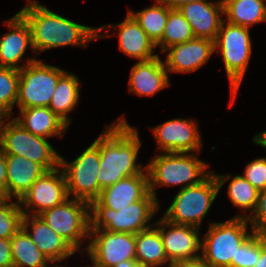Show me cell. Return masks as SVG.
Wrapping results in <instances>:
<instances>
[{"label": "cell", "mask_w": 266, "mask_h": 267, "mask_svg": "<svg viewBox=\"0 0 266 267\" xmlns=\"http://www.w3.org/2000/svg\"><path fill=\"white\" fill-rule=\"evenodd\" d=\"M176 267H211V266L205 265L199 261L196 263L184 264Z\"/></svg>", "instance_id": "obj_43"}, {"label": "cell", "mask_w": 266, "mask_h": 267, "mask_svg": "<svg viewBox=\"0 0 266 267\" xmlns=\"http://www.w3.org/2000/svg\"><path fill=\"white\" fill-rule=\"evenodd\" d=\"M225 21L250 28L266 21V0H222Z\"/></svg>", "instance_id": "obj_28"}, {"label": "cell", "mask_w": 266, "mask_h": 267, "mask_svg": "<svg viewBox=\"0 0 266 267\" xmlns=\"http://www.w3.org/2000/svg\"><path fill=\"white\" fill-rule=\"evenodd\" d=\"M139 266L140 265L136 260H124L123 262H120L113 267H139Z\"/></svg>", "instance_id": "obj_42"}, {"label": "cell", "mask_w": 266, "mask_h": 267, "mask_svg": "<svg viewBox=\"0 0 266 267\" xmlns=\"http://www.w3.org/2000/svg\"><path fill=\"white\" fill-rule=\"evenodd\" d=\"M219 191L212 171L199 184L180 189L162 217L174 224L200 228Z\"/></svg>", "instance_id": "obj_7"}, {"label": "cell", "mask_w": 266, "mask_h": 267, "mask_svg": "<svg viewBox=\"0 0 266 267\" xmlns=\"http://www.w3.org/2000/svg\"><path fill=\"white\" fill-rule=\"evenodd\" d=\"M23 212L16 199L0 197V239H10L22 225Z\"/></svg>", "instance_id": "obj_32"}, {"label": "cell", "mask_w": 266, "mask_h": 267, "mask_svg": "<svg viewBox=\"0 0 266 267\" xmlns=\"http://www.w3.org/2000/svg\"><path fill=\"white\" fill-rule=\"evenodd\" d=\"M154 226L160 231L167 258L174 267L200 261L201 228L174 224L163 217L154 222Z\"/></svg>", "instance_id": "obj_13"}, {"label": "cell", "mask_w": 266, "mask_h": 267, "mask_svg": "<svg viewBox=\"0 0 266 267\" xmlns=\"http://www.w3.org/2000/svg\"><path fill=\"white\" fill-rule=\"evenodd\" d=\"M248 221L253 233L266 236V188L259 191L257 207Z\"/></svg>", "instance_id": "obj_36"}, {"label": "cell", "mask_w": 266, "mask_h": 267, "mask_svg": "<svg viewBox=\"0 0 266 267\" xmlns=\"http://www.w3.org/2000/svg\"><path fill=\"white\" fill-rule=\"evenodd\" d=\"M159 209L160 201L151 192L119 211L105 206H90V229L136 234L154 225L150 222Z\"/></svg>", "instance_id": "obj_6"}, {"label": "cell", "mask_w": 266, "mask_h": 267, "mask_svg": "<svg viewBox=\"0 0 266 267\" xmlns=\"http://www.w3.org/2000/svg\"><path fill=\"white\" fill-rule=\"evenodd\" d=\"M106 27H115L117 37L119 38V50L127 56L138 61H147L159 55L154 54L156 46L129 12L126 18L118 24H108L98 27V38L113 37V34L110 35L108 32H101Z\"/></svg>", "instance_id": "obj_19"}, {"label": "cell", "mask_w": 266, "mask_h": 267, "mask_svg": "<svg viewBox=\"0 0 266 267\" xmlns=\"http://www.w3.org/2000/svg\"><path fill=\"white\" fill-rule=\"evenodd\" d=\"M10 240L13 267H48L52 264L22 228Z\"/></svg>", "instance_id": "obj_30"}, {"label": "cell", "mask_w": 266, "mask_h": 267, "mask_svg": "<svg viewBox=\"0 0 266 267\" xmlns=\"http://www.w3.org/2000/svg\"><path fill=\"white\" fill-rule=\"evenodd\" d=\"M170 8L177 9L183 4L190 3L193 1H204V0H163Z\"/></svg>", "instance_id": "obj_41"}, {"label": "cell", "mask_w": 266, "mask_h": 267, "mask_svg": "<svg viewBox=\"0 0 266 267\" xmlns=\"http://www.w3.org/2000/svg\"><path fill=\"white\" fill-rule=\"evenodd\" d=\"M6 170V198L17 200L48 171L43 165L14 154H6Z\"/></svg>", "instance_id": "obj_23"}, {"label": "cell", "mask_w": 266, "mask_h": 267, "mask_svg": "<svg viewBox=\"0 0 266 267\" xmlns=\"http://www.w3.org/2000/svg\"><path fill=\"white\" fill-rule=\"evenodd\" d=\"M0 267H13L10 239H0Z\"/></svg>", "instance_id": "obj_37"}, {"label": "cell", "mask_w": 266, "mask_h": 267, "mask_svg": "<svg viewBox=\"0 0 266 267\" xmlns=\"http://www.w3.org/2000/svg\"><path fill=\"white\" fill-rule=\"evenodd\" d=\"M67 199L66 180L59 167L39 177L18 201L23 214L39 215Z\"/></svg>", "instance_id": "obj_14"}, {"label": "cell", "mask_w": 266, "mask_h": 267, "mask_svg": "<svg viewBox=\"0 0 266 267\" xmlns=\"http://www.w3.org/2000/svg\"><path fill=\"white\" fill-rule=\"evenodd\" d=\"M254 267H266V236L260 235V257Z\"/></svg>", "instance_id": "obj_39"}, {"label": "cell", "mask_w": 266, "mask_h": 267, "mask_svg": "<svg viewBox=\"0 0 266 267\" xmlns=\"http://www.w3.org/2000/svg\"><path fill=\"white\" fill-rule=\"evenodd\" d=\"M195 38L189 22L179 12L178 9L172 8L169 11L162 40L156 45L161 47V52L170 46L188 42Z\"/></svg>", "instance_id": "obj_31"}, {"label": "cell", "mask_w": 266, "mask_h": 267, "mask_svg": "<svg viewBox=\"0 0 266 267\" xmlns=\"http://www.w3.org/2000/svg\"><path fill=\"white\" fill-rule=\"evenodd\" d=\"M213 173L218 181L219 190L229 179L231 180L228 185L227 196L232 205L238 207V209H243L242 211L244 212L243 214L241 211L236 217H244L246 219L251 217L257 207L259 190L251 185L242 175L237 174L232 177L231 173L229 175ZM247 212H250V214H247Z\"/></svg>", "instance_id": "obj_25"}, {"label": "cell", "mask_w": 266, "mask_h": 267, "mask_svg": "<svg viewBox=\"0 0 266 267\" xmlns=\"http://www.w3.org/2000/svg\"><path fill=\"white\" fill-rule=\"evenodd\" d=\"M242 176L257 190L266 188V158H256L245 166Z\"/></svg>", "instance_id": "obj_35"}, {"label": "cell", "mask_w": 266, "mask_h": 267, "mask_svg": "<svg viewBox=\"0 0 266 267\" xmlns=\"http://www.w3.org/2000/svg\"><path fill=\"white\" fill-rule=\"evenodd\" d=\"M31 29L34 54L65 46L87 47L98 38V27H89L50 11L38 0H28L18 12Z\"/></svg>", "instance_id": "obj_2"}, {"label": "cell", "mask_w": 266, "mask_h": 267, "mask_svg": "<svg viewBox=\"0 0 266 267\" xmlns=\"http://www.w3.org/2000/svg\"><path fill=\"white\" fill-rule=\"evenodd\" d=\"M4 24L11 32L0 37V66L21 70L37 60L35 57H29L23 66L20 65L29 47L34 53L30 26L18 12Z\"/></svg>", "instance_id": "obj_16"}, {"label": "cell", "mask_w": 266, "mask_h": 267, "mask_svg": "<svg viewBox=\"0 0 266 267\" xmlns=\"http://www.w3.org/2000/svg\"><path fill=\"white\" fill-rule=\"evenodd\" d=\"M194 119L175 118L151 128L159 152L199 153L201 133Z\"/></svg>", "instance_id": "obj_15"}, {"label": "cell", "mask_w": 266, "mask_h": 267, "mask_svg": "<svg viewBox=\"0 0 266 267\" xmlns=\"http://www.w3.org/2000/svg\"><path fill=\"white\" fill-rule=\"evenodd\" d=\"M169 79L159 55L147 61H137L130 71L129 91L139 96H154L171 85Z\"/></svg>", "instance_id": "obj_22"}, {"label": "cell", "mask_w": 266, "mask_h": 267, "mask_svg": "<svg viewBox=\"0 0 266 267\" xmlns=\"http://www.w3.org/2000/svg\"><path fill=\"white\" fill-rule=\"evenodd\" d=\"M249 29L223 20L214 41L215 52L221 54L230 82L232 95L230 107L236 101L238 90L252 56L253 45Z\"/></svg>", "instance_id": "obj_5"}, {"label": "cell", "mask_w": 266, "mask_h": 267, "mask_svg": "<svg viewBox=\"0 0 266 267\" xmlns=\"http://www.w3.org/2000/svg\"><path fill=\"white\" fill-rule=\"evenodd\" d=\"M53 267H67V266H65V265H53Z\"/></svg>", "instance_id": "obj_44"}, {"label": "cell", "mask_w": 266, "mask_h": 267, "mask_svg": "<svg viewBox=\"0 0 266 267\" xmlns=\"http://www.w3.org/2000/svg\"><path fill=\"white\" fill-rule=\"evenodd\" d=\"M21 228L28 234L29 238L52 264L58 265L63 260L77 253V251L63 237L52 230L39 215L23 214Z\"/></svg>", "instance_id": "obj_17"}, {"label": "cell", "mask_w": 266, "mask_h": 267, "mask_svg": "<svg viewBox=\"0 0 266 267\" xmlns=\"http://www.w3.org/2000/svg\"><path fill=\"white\" fill-rule=\"evenodd\" d=\"M253 142L257 146H261L266 149V130L259 132L257 135L254 136Z\"/></svg>", "instance_id": "obj_40"}, {"label": "cell", "mask_w": 266, "mask_h": 267, "mask_svg": "<svg viewBox=\"0 0 266 267\" xmlns=\"http://www.w3.org/2000/svg\"><path fill=\"white\" fill-rule=\"evenodd\" d=\"M260 257V235L253 233L238 247L236 260L231 261V267H254Z\"/></svg>", "instance_id": "obj_34"}, {"label": "cell", "mask_w": 266, "mask_h": 267, "mask_svg": "<svg viewBox=\"0 0 266 267\" xmlns=\"http://www.w3.org/2000/svg\"><path fill=\"white\" fill-rule=\"evenodd\" d=\"M189 22L195 38L215 41L223 15V3L220 1H193L177 8Z\"/></svg>", "instance_id": "obj_20"}, {"label": "cell", "mask_w": 266, "mask_h": 267, "mask_svg": "<svg viewBox=\"0 0 266 267\" xmlns=\"http://www.w3.org/2000/svg\"><path fill=\"white\" fill-rule=\"evenodd\" d=\"M197 153L161 152L146 165L149 192L158 201L156 189L163 186L182 185L180 189L194 186L204 180L211 171L210 164L200 160Z\"/></svg>", "instance_id": "obj_3"}, {"label": "cell", "mask_w": 266, "mask_h": 267, "mask_svg": "<svg viewBox=\"0 0 266 267\" xmlns=\"http://www.w3.org/2000/svg\"><path fill=\"white\" fill-rule=\"evenodd\" d=\"M248 224V219L236 216L224 222H210L202 237L200 262L211 267H231L238 247L253 234L248 231Z\"/></svg>", "instance_id": "obj_4"}, {"label": "cell", "mask_w": 266, "mask_h": 267, "mask_svg": "<svg viewBox=\"0 0 266 267\" xmlns=\"http://www.w3.org/2000/svg\"><path fill=\"white\" fill-rule=\"evenodd\" d=\"M60 168L63 171L69 198L91 203L99 197L98 173L100 149L92 142L73 162L61 156Z\"/></svg>", "instance_id": "obj_11"}, {"label": "cell", "mask_w": 266, "mask_h": 267, "mask_svg": "<svg viewBox=\"0 0 266 267\" xmlns=\"http://www.w3.org/2000/svg\"><path fill=\"white\" fill-rule=\"evenodd\" d=\"M7 170L6 154L0 146V197L6 198Z\"/></svg>", "instance_id": "obj_38"}, {"label": "cell", "mask_w": 266, "mask_h": 267, "mask_svg": "<svg viewBox=\"0 0 266 267\" xmlns=\"http://www.w3.org/2000/svg\"><path fill=\"white\" fill-rule=\"evenodd\" d=\"M165 68L169 73H190L200 69L215 52L214 41L193 38L165 49Z\"/></svg>", "instance_id": "obj_18"}, {"label": "cell", "mask_w": 266, "mask_h": 267, "mask_svg": "<svg viewBox=\"0 0 266 267\" xmlns=\"http://www.w3.org/2000/svg\"><path fill=\"white\" fill-rule=\"evenodd\" d=\"M155 4L144 8L141 11L134 12L129 9L128 12L139 23L142 30L156 46L161 40L165 30L170 8L163 0H155Z\"/></svg>", "instance_id": "obj_29"}, {"label": "cell", "mask_w": 266, "mask_h": 267, "mask_svg": "<svg viewBox=\"0 0 266 267\" xmlns=\"http://www.w3.org/2000/svg\"><path fill=\"white\" fill-rule=\"evenodd\" d=\"M20 116L13 118L30 133L43 137H64L69 126L49 107H31L19 110Z\"/></svg>", "instance_id": "obj_24"}, {"label": "cell", "mask_w": 266, "mask_h": 267, "mask_svg": "<svg viewBox=\"0 0 266 267\" xmlns=\"http://www.w3.org/2000/svg\"><path fill=\"white\" fill-rule=\"evenodd\" d=\"M93 142L100 149L99 194L121 179L147 174L146 165L137 164L142 144L138 129L132 127L124 116L106 126Z\"/></svg>", "instance_id": "obj_1"}, {"label": "cell", "mask_w": 266, "mask_h": 267, "mask_svg": "<svg viewBox=\"0 0 266 267\" xmlns=\"http://www.w3.org/2000/svg\"><path fill=\"white\" fill-rule=\"evenodd\" d=\"M149 193L148 174H137L121 179L103 189L90 206H105L115 211L143 199Z\"/></svg>", "instance_id": "obj_21"}, {"label": "cell", "mask_w": 266, "mask_h": 267, "mask_svg": "<svg viewBox=\"0 0 266 267\" xmlns=\"http://www.w3.org/2000/svg\"><path fill=\"white\" fill-rule=\"evenodd\" d=\"M35 60L19 70L18 109L48 107L60 77L66 72L57 66Z\"/></svg>", "instance_id": "obj_9"}, {"label": "cell", "mask_w": 266, "mask_h": 267, "mask_svg": "<svg viewBox=\"0 0 266 267\" xmlns=\"http://www.w3.org/2000/svg\"><path fill=\"white\" fill-rule=\"evenodd\" d=\"M0 129V146L5 154L23 156L43 165L48 171L60 167L61 155L48 139L34 135L9 117ZM11 119V120H10Z\"/></svg>", "instance_id": "obj_8"}, {"label": "cell", "mask_w": 266, "mask_h": 267, "mask_svg": "<svg viewBox=\"0 0 266 267\" xmlns=\"http://www.w3.org/2000/svg\"><path fill=\"white\" fill-rule=\"evenodd\" d=\"M79 81L74 73L65 72L60 77L48 106L68 126L72 121L68 113L74 110L81 97Z\"/></svg>", "instance_id": "obj_27"}, {"label": "cell", "mask_w": 266, "mask_h": 267, "mask_svg": "<svg viewBox=\"0 0 266 267\" xmlns=\"http://www.w3.org/2000/svg\"><path fill=\"white\" fill-rule=\"evenodd\" d=\"M136 261L140 266L174 267L168 260L160 231L152 227L135 234Z\"/></svg>", "instance_id": "obj_26"}, {"label": "cell", "mask_w": 266, "mask_h": 267, "mask_svg": "<svg viewBox=\"0 0 266 267\" xmlns=\"http://www.w3.org/2000/svg\"><path fill=\"white\" fill-rule=\"evenodd\" d=\"M39 216L77 252L90 235V203L69 198Z\"/></svg>", "instance_id": "obj_10"}, {"label": "cell", "mask_w": 266, "mask_h": 267, "mask_svg": "<svg viewBox=\"0 0 266 267\" xmlns=\"http://www.w3.org/2000/svg\"><path fill=\"white\" fill-rule=\"evenodd\" d=\"M19 70L0 66V107L10 116L18 98Z\"/></svg>", "instance_id": "obj_33"}, {"label": "cell", "mask_w": 266, "mask_h": 267, "mask_svg": "<svg viewBox=\"0 0 266 267\" xmlns=\"http://www.w3.org/2000/svg\"><path fill=\"white\" fill-rule=\"evenodd\" d=\"M89 241L81 253L88 254L90 267H113L124 260H136L135 234L90 229Z\"/></svg>", "instance_id": "obj_12"}]
</instances>
